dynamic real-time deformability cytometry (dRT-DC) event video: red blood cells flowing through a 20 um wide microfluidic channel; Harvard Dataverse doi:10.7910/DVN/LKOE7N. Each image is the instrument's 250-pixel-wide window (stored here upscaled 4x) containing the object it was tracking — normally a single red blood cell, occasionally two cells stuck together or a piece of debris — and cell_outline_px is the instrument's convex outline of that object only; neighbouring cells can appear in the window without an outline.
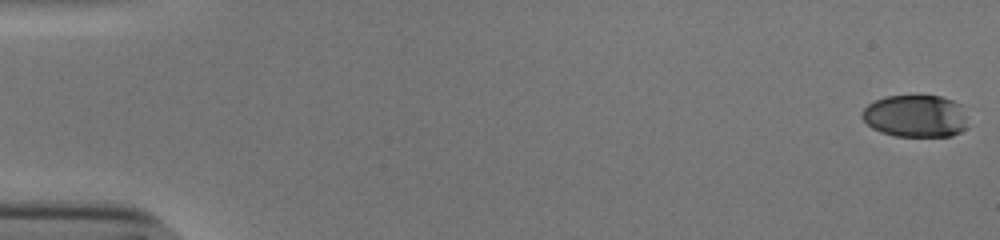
{"species": "human", "species_latin": "Homo sapiens", "temperature_condition": "cold", "stored_images_in_passage": 54, "camera_frame_rate_fps": 3000, "um_per_image_px": 0.085, "donor": {"sex": "male"}, "frame": {"image": 1, "passage_image": 1, "time_ms": 0.0, "image_size_px": [1000, 240], "cell_outline_px": [[964, 128], [960, 132], [952, 136], [896, 136], [880, 132], [872, 128], [860, 116], [864, 108], [868, 104], [884, 96], [916, 92], [940, 96], [952, 100], [960, 104], [964, 120]], "centroid_in_image_um": [77.75, 9.81], "position_along_channel_um": 7.2, "area_um2": 26.59}}
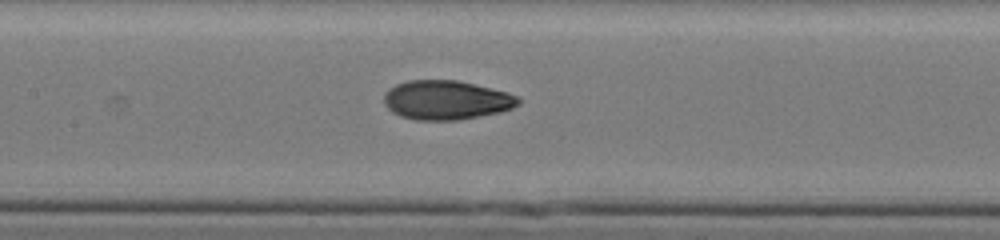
{"frame": {"image": 2, "passage_image": 27, "time_ms": 8.667, "image_size_px": [1000, 240], "cell_outline_px": [[520, 104], [512, 108], [500, 112], [460, 120], [416, 120], [400, 116], [392, 112], [384, 104], [384, 92], [388, 88], [396, 84], [408, 80], [456, 80], [508, 92], [516, 96], [520, 100]], "centroid_in_image_um": [37.91, 8.51], "position_along_channel_um": 169.5, "area_um2": 30.81}}
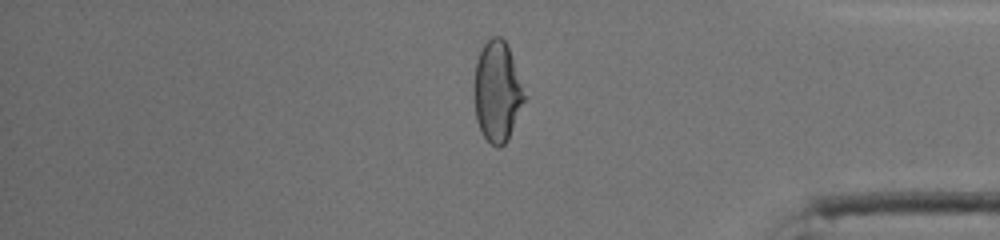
{"frame": {"image": 3, "passage_image": 46, "time_ms": 15.0, "image_size_px": [1000, 240], "cell_outline_px": [[528, 96], [508, 140], [500, 148], [496, 148], [484, 136], [476, 120], [472, 92], [476, 60], [484, 44], [492, 36], [500, 36], [508, 44]], "centroid_in_image_um": [42.28, 7.78], "position_along_channel_um": 392.9, "area_um2": 30.4}, "authors_computed_cell_mechanics": {"area_um2": 29.9404, "velocity_mm_per_s": 3.8657, "shape_relaxation_time_tau1_ms": 6.9917, "shape_relaxation_time_tau2_ms": 1.3448, "deformation_change_tau1": 0.2424, "deformation_change_tau2": 0.0652}}